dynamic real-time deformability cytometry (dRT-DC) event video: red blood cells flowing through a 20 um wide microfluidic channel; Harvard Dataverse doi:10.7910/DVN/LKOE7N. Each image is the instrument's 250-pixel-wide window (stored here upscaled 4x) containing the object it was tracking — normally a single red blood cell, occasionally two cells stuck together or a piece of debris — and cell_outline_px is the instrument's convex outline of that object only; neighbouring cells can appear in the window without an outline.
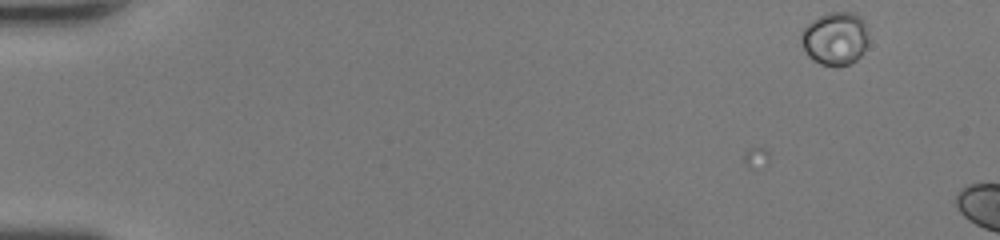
{"species": "human", "species_latin": "Homo sapiens", "temperature_condition": "room temperature", "stored_images_in_passage": 6, "camera_frame_rate_fps": 3000, "um_per_image_px": 0.085, "donor": {"sex": "female"}, "frame": {"image": 1, "passage_image": 1, "time_ms": 0.0, "image_size_px": [1000, 240], "cell_outline_px": [[864, 48], [860, 56], [856, 60], [848, 64], [820, 64], [804, 48], [800, 36], [804, 28], [812, 20], [820, 16], [832, 12], [856, 12], [864, 20]], "centroid_in_image_um": [70.97, 3.22], "position_along_channel_um": 14.0, "area_um2": 19.83}}